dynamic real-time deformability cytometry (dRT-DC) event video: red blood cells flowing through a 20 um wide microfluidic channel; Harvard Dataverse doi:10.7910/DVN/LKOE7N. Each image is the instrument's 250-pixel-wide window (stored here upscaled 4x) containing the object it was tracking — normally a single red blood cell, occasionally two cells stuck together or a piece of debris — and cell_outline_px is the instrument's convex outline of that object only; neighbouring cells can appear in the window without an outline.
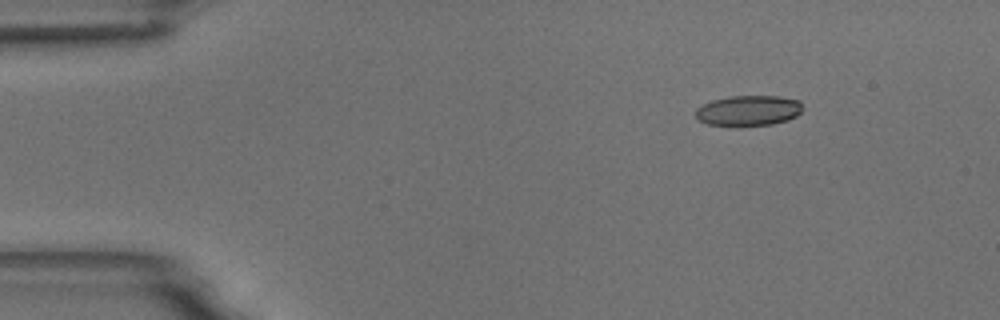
{"species": "common noctule bat (a hibernating species)", "species_latin": "Nyctalus noctula", "temperature_condition": "room temperature", "stored_images_in_passage": 5, "camera_frame_rate_fps": 3000, "um_per_image_px": 0.085, "animal": {"sex": "male", "body_mass_g": 18.8}, "frame": {"image": 1, "passage_image": 3, "time_ms": 2.333, "image_size_px": [1000, 320], "cell_outline_px": [[804, 108], [796, 116], [788, 120], [772, 124], [736, 128], [708, 124], [700, 120], [696, 116], [696, 108], [712, 100], [728, 96], [780, 96], [800, 100]], "centroid_in_image_um": [63.63, 9.42], "position_along_channel_um": 21.4, "area_um2": 19.54}}